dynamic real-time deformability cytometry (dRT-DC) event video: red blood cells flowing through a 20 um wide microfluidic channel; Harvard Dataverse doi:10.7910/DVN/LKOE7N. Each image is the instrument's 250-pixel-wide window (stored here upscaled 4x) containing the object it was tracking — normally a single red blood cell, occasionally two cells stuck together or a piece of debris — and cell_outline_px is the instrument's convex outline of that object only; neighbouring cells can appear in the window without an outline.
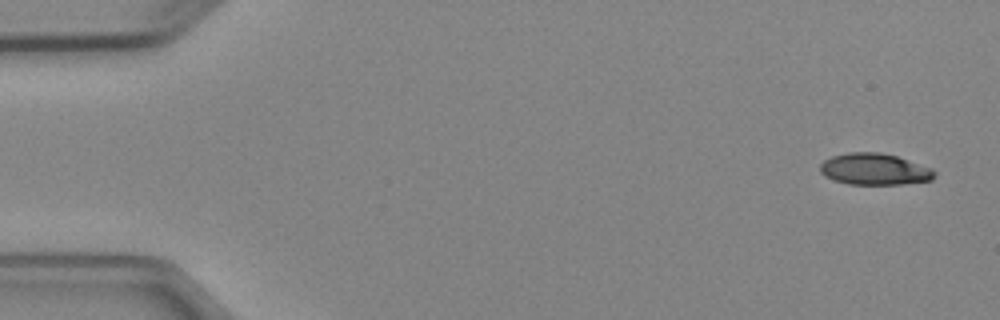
{"species": "Egyptian fruit bat (a non-hibernating species)", "species_latin": "Rousettus aegyptiacus", "temperature_condition": "cold", "stored_images_in_passage": 4, "camera_frame_rate_fps": 3000, "um_per_image_px": 0.085, "animal": {"sex": "female"}, "frame": {"image": 1, "passage_image": 1, "time_ms": 0.0, "image_size_px": [1000, 320], "cell_outline_px": [[936, 176], [932, 180], [904, 184], [848, 184], [832, 180], [824, 176], [820, 172], [820, 164], [824, 160], [832, 156], [848, 152], [880, 152], [896, 156], [932, 168], [936, 172]], "centroid_in_image_um": [74.32, 14.38], "position_along_channel_um": 10.7, "area_um2": 21.15}}
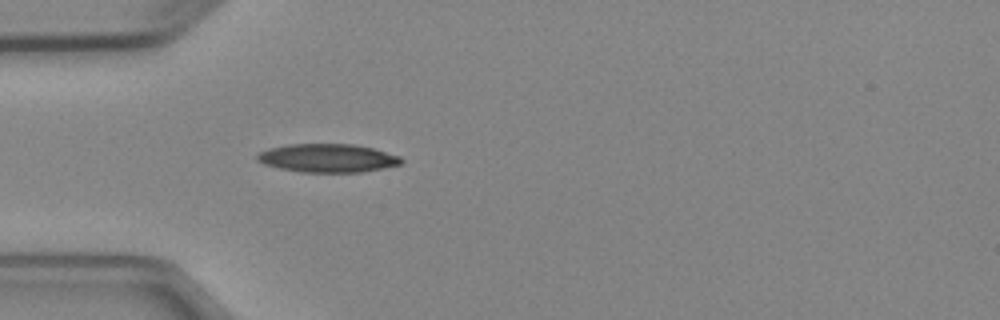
{"frame": {"image": 2, "passage_image": 4, "time_ms": 4.333, "image_size_px": [1000, 320], "cell_outline_px": [[404, 160], [400, 164], [384, 168], [360, 172], [300, 172], [280, 168], [264, 164], [256, 160], [256, 156], [260, 152], [268, 148], [288, 144], [352, 144], [372, 148], [400, 156]], "centroid_in_image_um": [27.83, 13.43], "position_along_channel_um": 57.2, "area_um2": 23.81}}